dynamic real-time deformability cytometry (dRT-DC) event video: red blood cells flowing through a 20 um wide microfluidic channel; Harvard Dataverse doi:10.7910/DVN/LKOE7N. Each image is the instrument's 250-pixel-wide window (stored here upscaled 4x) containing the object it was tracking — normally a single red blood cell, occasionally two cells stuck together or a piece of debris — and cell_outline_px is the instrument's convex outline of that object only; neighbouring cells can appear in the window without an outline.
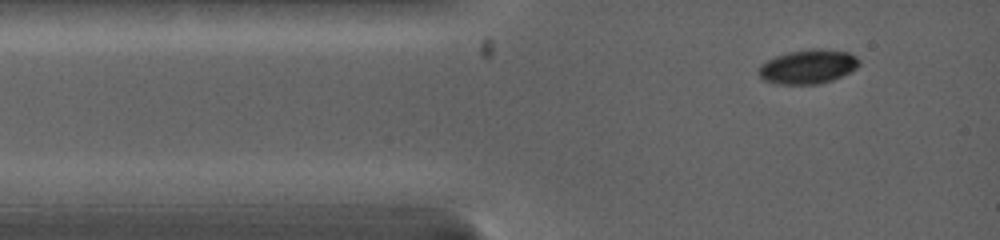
{"species": "common noctule bat (a hibernating species)", "species_latin": "Nyctalus noctula", "temperature_condition": "warm", "stored_images_in_passage": 4, "camera_frame_rate_fps": 5000, "um_per_image_px": 0.085, "animal": {"sex": "female", "body_mass_g": 19.0, "forearm_length_mm": 53.3}, "frame": {"image": 1, "passage_image": 1, "time_ms": 0.0, "image_size_px": [1000, 240], "cell_outline_px": [[860, 64], [856, 68], [832, 80], [820, 84], [776, 84], [764, 80], [760, 76], [760, 64], [776, 56], [788, 52], [848, 52], [856, 56], [860, 60]], "centroid_in_image_um": [68.65, 5.73], "position_along_channel_um": 16.3, "area_um2": 18.96}}
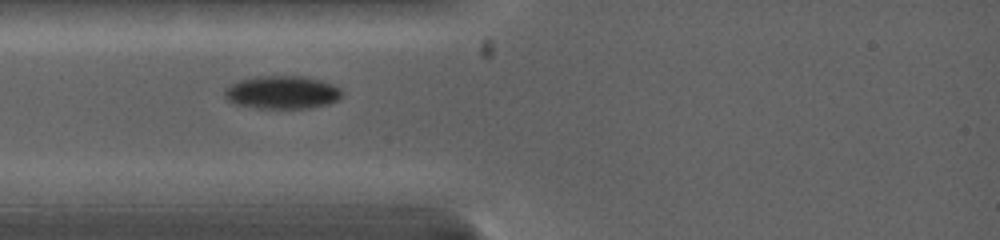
{"frame": {"image": 2, "passage_image": 3, "time_ms": 1.8, "image_size_px": [1000, 240], "cell_outline_px": [[344, 92], [336, 100], [328, 104], [312, 108], [256, 108], [236, 104], [228, 100], [224, 96], [224, 88], [240, 80], [256, 76], [300, 76], [320, 80], [332, 84], [340, 88]], "centroid_in_image_um": [23.97, 7.85], "position_along_channel_um": 61.0, "area_um2": 22.6}}
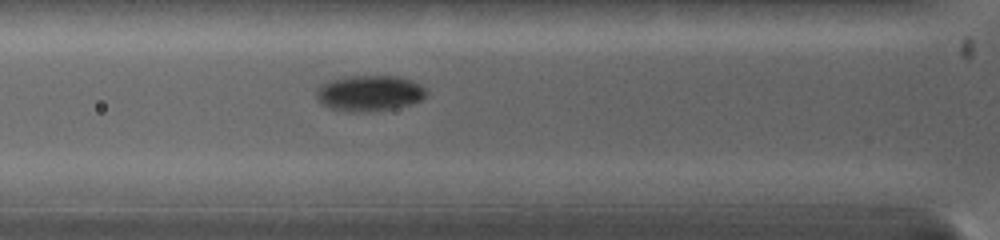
{"frame": {"image": 3, "passage_image": 4, "time_ms": 2.6, "image_size_px": [1000, 240], "cell_outline_px": [[428, 92], [420, 100], [408, 104], [392, 108], [360, 112], [352, 112], [328, 108], [320, 104], [316, 96], [316, 88], [320, 84], [328, 80], [348, 76], [396, 76], [412, 80], [420, 84]], "centroid_in_image_um": [31.33, 7.91], "position_along_channel_um": 94.5, "area_um2": 22.95}}